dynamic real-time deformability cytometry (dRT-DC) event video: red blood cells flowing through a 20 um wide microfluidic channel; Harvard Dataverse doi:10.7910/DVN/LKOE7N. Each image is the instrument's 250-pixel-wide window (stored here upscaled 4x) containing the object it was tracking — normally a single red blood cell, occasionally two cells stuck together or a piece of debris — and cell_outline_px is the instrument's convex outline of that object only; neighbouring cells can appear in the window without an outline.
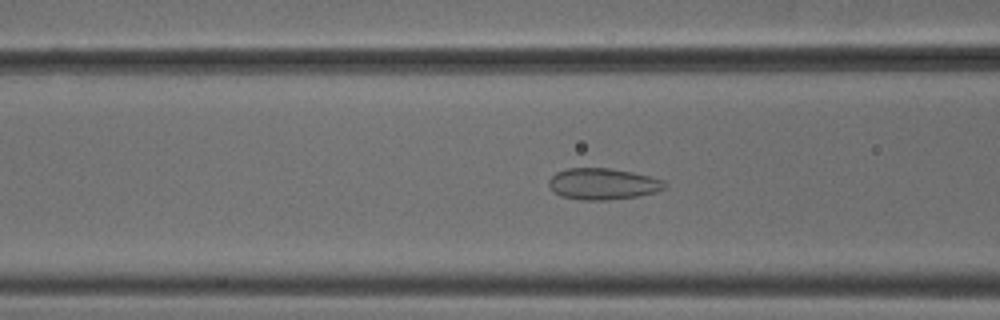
{"species": "common noctule bat (a hibernating species)", "species_latin": "Nyctalus noctula", "temperature_condition": "cold", "stored_images_in_passage": 32, "camera_frame_rate_fps": 3000, "um_per_image_px": 0.085, "animal": {"sex": "male", "body_mass_g": 18.8}, "frame": {"image": 1, "passage_image": 6, "time_ms": 1.667, "image_size_px": [1000, 320], "cell_outline_px": [[664, 188], [656, 192], [640, 196], [608, 200], [584, 200], [560, 196], [552, 192], [548, 184], [548, 180], [556, 172], [568, 168], [612, 168], [632, 172], [664, 180]], "centroid_in_image_um": [51.2, 15.64], "position_along_channel_um": 115.4, "area_um2": 21.27}}
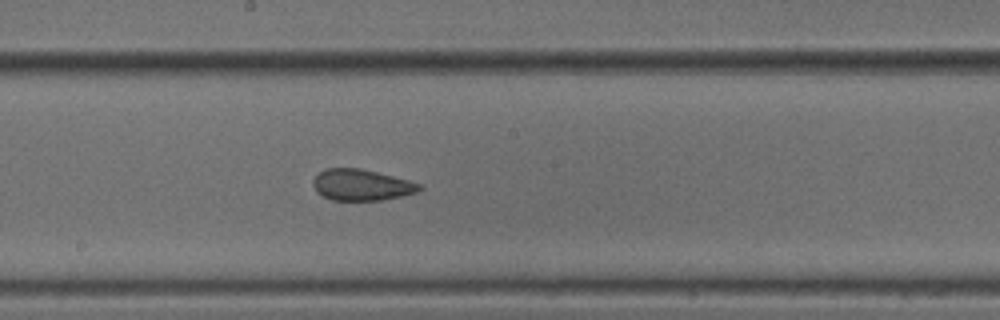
{"frame": {"image": 2, "passage_image": 14, "time_ms": 4.333, "image_size_px": [1000, 320], "cell_outline_px": [[424, 188], [416, 192], [400, 196], [380, 200], [332, 200], [316, 192], [312, 184], [312, 180], [324, 168], [360, 168], [408, 180], [420, 184]], "centroid_in_image_um": [30.69, 15.71], "position_along_channel_um": 217.5, "area_um2": 19.19}}
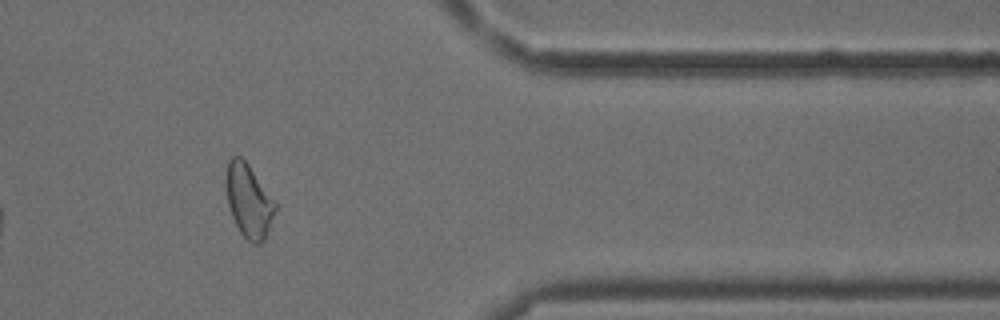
{"frame": {"image": 3, "passage_image": 29, "time_ms": 9.333, "image_size_px": [1000, 320], "cell_outline_px": [[276, 208], [264, 240], [260, 244], [252, 244], [240, 232], [232, 216], [228, 204], [224, 184], [224, 176], [228, 160], [232, 156], [240, 156], [248, 164], [276, 204]], "centroid_in_image_um": [21.09, 17.04], "position_along_channel_um": 390.3, "area_um2": 20.87}, "authors_computed_cell_mechanics": {"area_um2": 20.23, "velocity_mm_per_s": 3.8172, "shape_relaxation_time_tau1_ms": null, "shape_relaxation_time_tau2_ms": 1.5997, "deformation_change_tau1": null, "deformation_change_tau2": 0.0842}}